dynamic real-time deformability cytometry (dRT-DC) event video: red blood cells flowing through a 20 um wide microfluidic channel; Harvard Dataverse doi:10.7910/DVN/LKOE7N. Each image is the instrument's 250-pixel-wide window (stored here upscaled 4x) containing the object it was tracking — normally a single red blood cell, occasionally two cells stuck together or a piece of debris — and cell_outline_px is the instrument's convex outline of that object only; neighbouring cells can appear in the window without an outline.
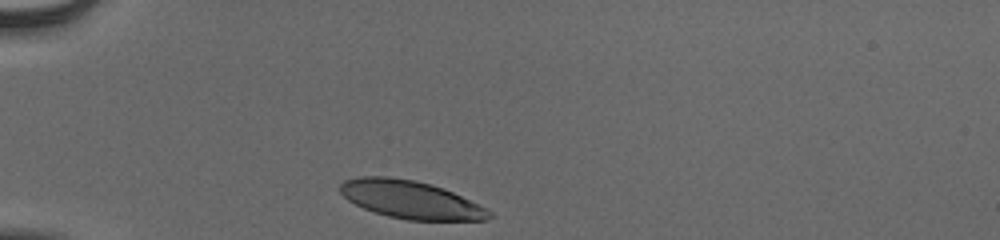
{"species": "human", "species_latin": "Homo sapiens", "temperature_condition": "cold", "stored_images_in_passage": 14, "camera_frame_rate_fps": 3000, "um_per_image_px": 0.085, "donor": {"sex": "male"}, "frame": {"image": 1, "passage_image": 1, "time_ms": 0.0, "image_size_px": [1000, 240], "cell_outline_px": [[492, 216], [488, 220], [408, 220], [388, 216], [364, 208], [348, 200], [340, 192], [340, 184], [344, 180], [360, 176], [388, 176], [416, 180], [432, 184], [444, 188], [492, 212]], "centroid_in_image_um": [34.87, 16.96], "position_along_channel_um": 50.1, "area_um2": 32.66}}
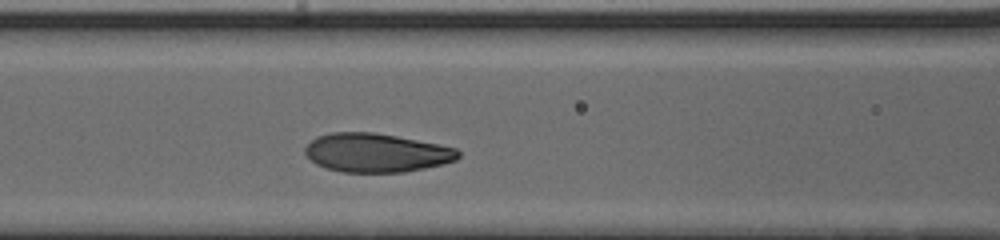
{"frame": {"image": 2, "passage_image": 10, "time_ms": 3.0, "image_size_px": [1000, 240], "cell_outline_px": [[460, 156], [456, 160], [444, 164], [404, 172], [340, 172], [316, 164], [304, 152], [304, 148], [316, 136], [332, 132], [372, 132], [396, 136], [456, 148], [460, 152]], "centroid_in_image_um": [31.98, 12.98], "position_along_channel_um": 134.6, "area_um2": 34.45}}
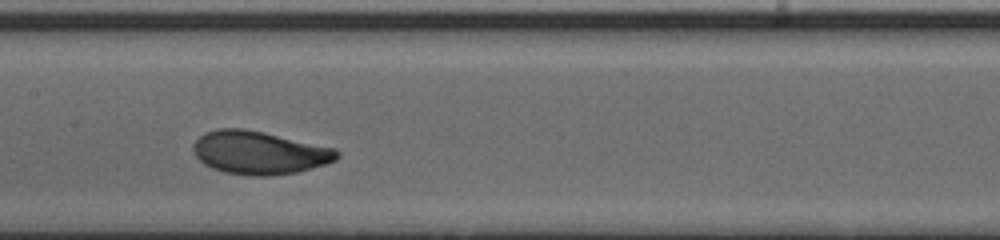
{"frame": {"image": 3, "passage_image": 14, "time_ms": 4.333, "image_size_px": [1000, 240], "cell_outline_px": [[340, 156], [336, 160], [324, 164], [296, 172], [268, 176], [248, 176], [224, 172], [212, 168], [204, 164], [196, 156], [192, 148], [192, 144], [204, 132], [216, 128], [244, 128], [264, 132], [336, 148], [340, 152]], "centroid_in_image_um": [22.02, 12.97], "position_along_channel_um": 185.4, "area_um2": 36.3}}